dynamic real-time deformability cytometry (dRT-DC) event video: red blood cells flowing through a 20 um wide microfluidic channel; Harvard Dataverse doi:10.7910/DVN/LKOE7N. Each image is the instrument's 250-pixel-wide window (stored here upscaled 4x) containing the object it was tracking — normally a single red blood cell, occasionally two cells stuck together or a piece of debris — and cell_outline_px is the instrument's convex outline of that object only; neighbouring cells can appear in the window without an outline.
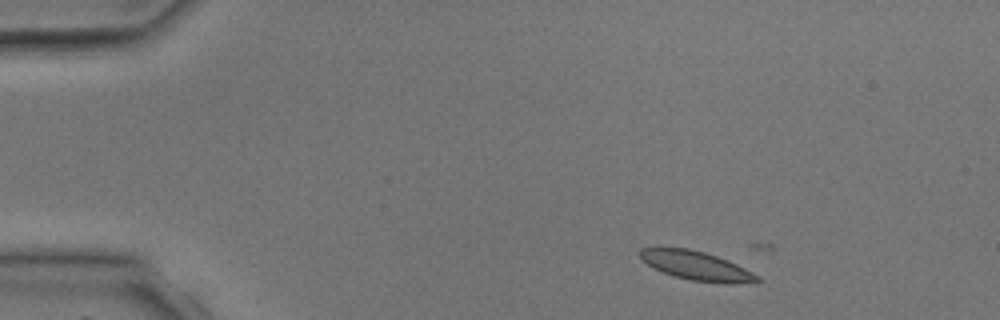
{"species": "common noctule bat (a hibernating species)", "species_latin": "Nyctalus noctula", "temperature_condition": "room temperature", "stored_images_in_passage": 4, "camera_frame_rate_fps": 3000, "um_per_image_px": 0.085, "animal": {"sex": "male", "body_mass_g": 17.9, "forearm_length_mm": 54.2}, "frame": {"image": 1, "passage_image": 2, "time_ms": 1.333, "image_size_px": [1000, 320], "cell_outline_px": [[764, 280], [736, 284], [724, 284], [692, 280], [676, 276], [664, 272], [648, 264], [640, 256], [640, 248], [688, 248], [704, 252], [728, 260], [760, 276]], "centroid_in_image_um": [59.27, 22.6], "position_along_channel_um": 25.7, "area_um2": 19.48}}